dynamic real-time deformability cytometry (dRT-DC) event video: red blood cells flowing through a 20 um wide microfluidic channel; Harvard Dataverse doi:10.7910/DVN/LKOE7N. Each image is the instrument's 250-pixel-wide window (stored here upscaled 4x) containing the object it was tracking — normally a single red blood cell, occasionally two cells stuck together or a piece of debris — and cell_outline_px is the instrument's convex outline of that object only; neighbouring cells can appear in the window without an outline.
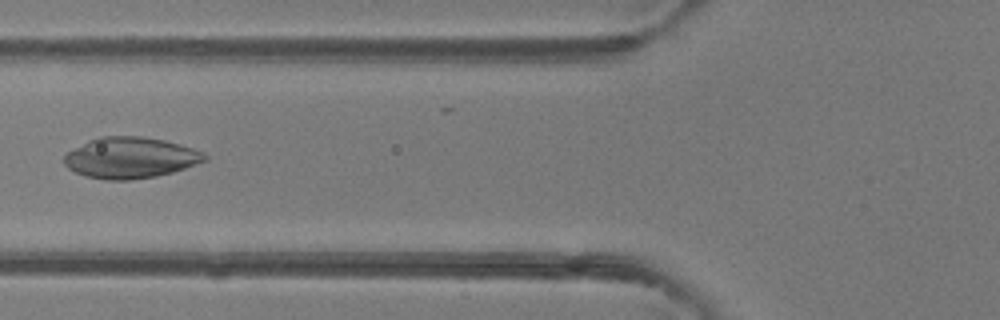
{"species": "common noctule bat (a hibernating species)", "species_latin": "Nyctalus noctula", "temperature_condition": "room temperature", "stored_images_in_passage": 5, "camera_frame_rate_fps": 3000, "um_per_image_px": 0.085, "animal": {"sex": "female"}, "frame": {"image": 1, "passage_image": 5, "time_ms": 5.333, "image_size_px": [1000, 320], "cell_outline_px": [[208, 160], [172, 172], [156, 176], [132, 180], [108, 180], [84, 176], [68, 168], [64, 164], [64, 156], [68, 152], [88, 140], [100, 136], [140, 136], [164, 140], [180, 144], [204, 152], [208, 156]], "centroid_in_image_um": [11.09, 13.41], "position_along_channel_um": 114.7, "area_um2": 33.64}}